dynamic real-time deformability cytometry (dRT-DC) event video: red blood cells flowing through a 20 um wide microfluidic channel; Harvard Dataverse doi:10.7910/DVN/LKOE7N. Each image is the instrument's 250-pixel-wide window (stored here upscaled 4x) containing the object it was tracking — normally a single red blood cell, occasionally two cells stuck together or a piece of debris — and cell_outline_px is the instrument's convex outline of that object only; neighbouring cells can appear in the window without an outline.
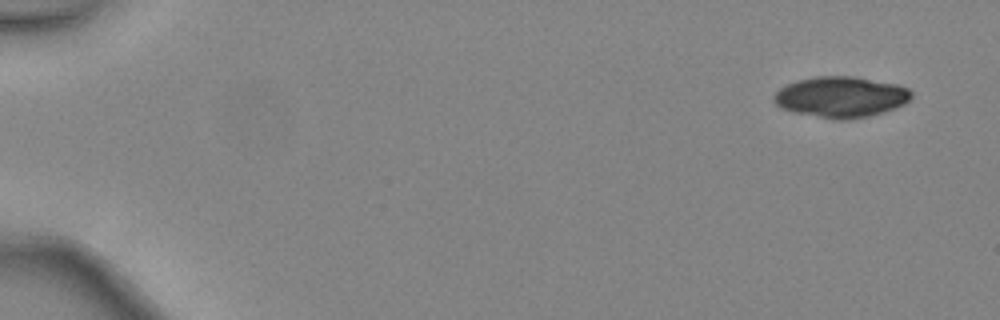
{"species": "common noctule bat (a hibernating species)", "species_latin": "Nyctalus noctula", "temperature_condition": "warm", "stored_images_in_passage": 45, "camera_frame_rate_fps": 3000, "um_per_image_px": 0.085, "animal": {"sex": "female", "body_mass_g": 24.6, "forearm_length_mm": 56.2}, "frame": {"image": 1, "passage_image": 1, "time_ms": 0.0, "image_size_px": [1000, 320], "cell_outline_px": [[912, 96], [904, 104], [884, 112], [868, 116], [848, 120], [836, 120], [796, 112], [780, 108], [772, 100], [772, 96], [780, 88], [788, 84], [800, 80], [816, 76], [852, 76], [896, 84], [908, 88], [912, 92]], "centroid_in_image_um": [71.47, 8.25], "position_along_channel_um": 13.5, "area_um2": 32.6}}
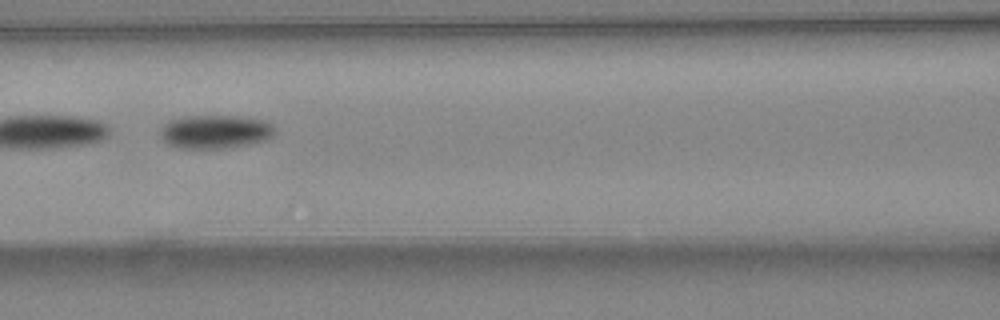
{"frame": {"image": 2, "passage_image": 21, "time_ms": 6.667, "image_size_px": [1000, 320], "cell_outline_px": [[276, 132], [268, 140], [228, 148], [180, 148], [168, 144], [160, 136], [160, 132], [164, 124], [168, 120], [184, 116], [240, 116], [264, 120], [272, 124], [276, 128]], "centroid_in_image_um": [18.32, 11.19], "position_along_channel_um": 148.3, "area_um2": 22.6}}
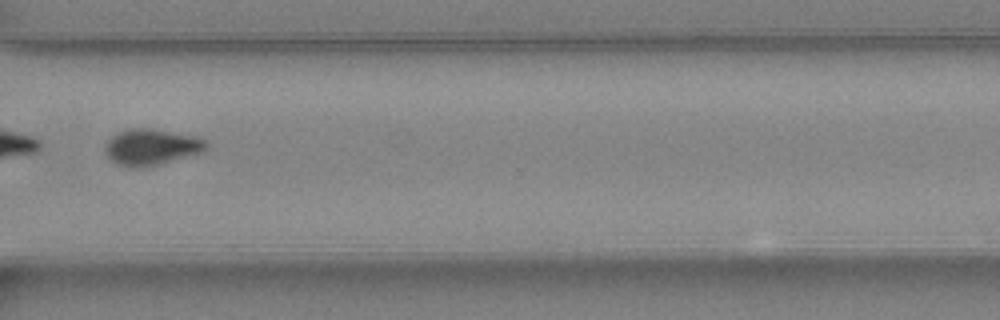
{"frame": {"image": 3, "passage_image": 35, "time_ms": 11.333, "image_size_px": [1000, 320], "cell_outline_px": [[208, 148], [204, 152], [148, 168], [132, 168], [116, 164], [104, 152], [104, 144], [116, 132], [132, 128], [148, 128], [200, 136], [208, 140]], "centroid_in_image_um": [12.91, 12.51], "position_along_channel_um": 357.7, "area_um2": 22.02}, "authors_computed_cell_mechanics": {"area_um2": 23.5824, "velocity_mm_per_s": 4.4922, "shape_relaxation_time_tau1_ms": 4.713, "shape_relaxation_time_tau2_ms": null, "deformation_change_tau1": 0.1369, "deformation_change_tau2": null}}